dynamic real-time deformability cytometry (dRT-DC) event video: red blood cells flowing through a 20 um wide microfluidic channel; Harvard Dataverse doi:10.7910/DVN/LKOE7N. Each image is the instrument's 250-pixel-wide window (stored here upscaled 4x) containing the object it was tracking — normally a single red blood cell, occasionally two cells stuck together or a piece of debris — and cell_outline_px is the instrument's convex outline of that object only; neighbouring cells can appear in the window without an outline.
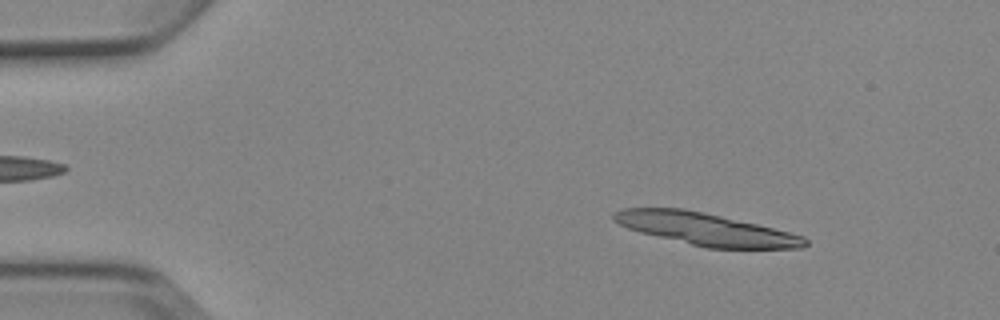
{"species": "Egyptian fruit bat (a non-hibernating species)", "species_latin": "Rousettus aegyptiacus", "temperature_condition": "cold", "stored_images_in_passage": 8, "camera_frame_rate_fps": 3000, "um_per_image_px": 0.085, "animal": {"sex": "female"}, "frame": {"image": 1, "passage_image": 1, "time_ms": 0.0, "image_size_px": [1000, 320], "cell_outline_px": [[808, 244], [804, 248], [708, 248], [640, 232], [628, 228], [612, 220], [612, 216], [616, 212], [624, 208], [684, 208], [704, 212], [756, 224], [804, 236], [808, 240]], "centroid_in_image_um": [60.0, 19.47], "position_along_channel_um": 25.0, "area_um2": 35.49}}
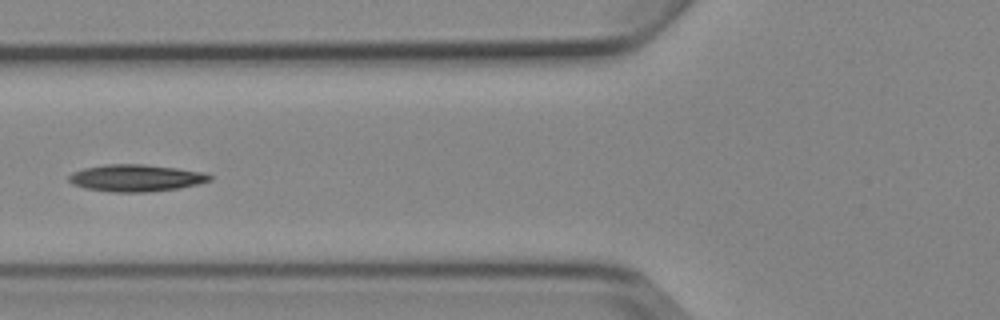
{"frame": {"image": 2, "passage_image": 4, "time_ms": 4.667, "image_size_px": [1000, 320], "cell_outline_px": [[212, 180], [180, 188], [148, 192], [112, 192], [84, 188], [72, 184], [68, 180], [68, 176], [72, 172], [84, 168], [104, 164], [144, 164], [176, 168], [204, 172], [212, 176]], "centroid_in_image_um": [11.53, 15.13], "position_along_channel_um": 114.3, "area_um2": 22.25}}
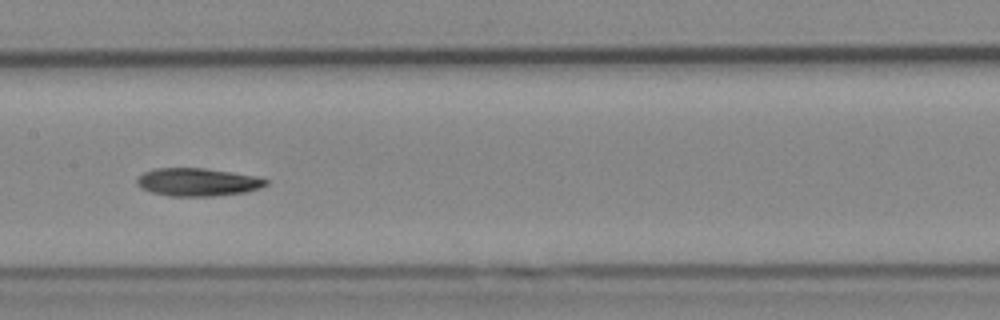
{"frame": {"image": 3, "passage_image": 6, "time_ms": 6.667, "image_size_px": [1000, 320], "cell_outline_px": [[268, 184], [260, 188], [248, 192], [216, 196], [168, 196], [152, 192], [140, 188], [136, 184], [136, 180], [144, 172], [156, 168], [204, 168], [256, 176], [268, 180]], "centroid_in_image_um": [16.81, 15.48], "position_along_channel_um": 190.6, "area_um2": 21.1}}